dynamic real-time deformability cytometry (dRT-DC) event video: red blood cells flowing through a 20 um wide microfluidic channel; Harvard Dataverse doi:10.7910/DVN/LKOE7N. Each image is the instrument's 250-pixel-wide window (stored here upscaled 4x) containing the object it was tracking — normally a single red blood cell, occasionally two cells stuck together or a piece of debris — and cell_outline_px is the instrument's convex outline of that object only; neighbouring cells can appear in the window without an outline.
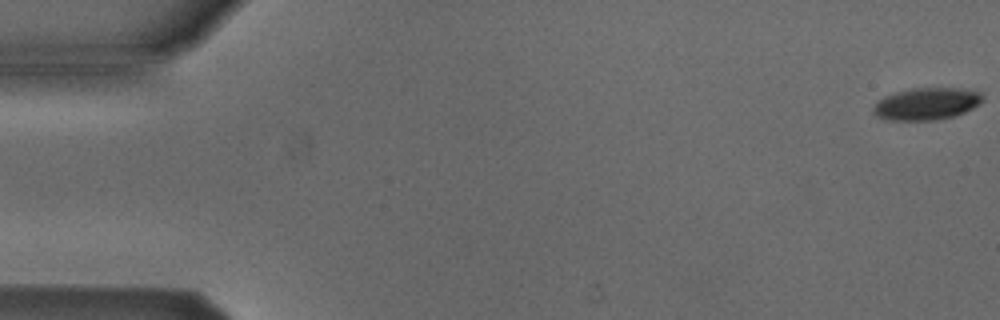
{"species": "Egyptian fruit bat (a non-hibernating species)", "species_latin": "Rousettus aegyptiacus", "temperature_condition": "cold", "stored_images_in_passage": 53, "camera_frame_rate_fps": 3000, "um_per_image_px": 0.085, "animal": {"sex": "male"}, "frame": {"image": 1, "passage_image": 1, "time_ms": 0.0, "image_size_px": [1000, 320], "cell_outline_px": [[984, 100], [980, 104], [956, 116], [936, 120], [892, 120], [880, 116], [872, 108], [884, 96], [896, 92], [912, 88], [956, 88], [980, 92], [984, 96]], "centroid_in_image_um": [78.83, 8.81], "position_along_channel_um": 6.2, "area_um2": 20.23}}
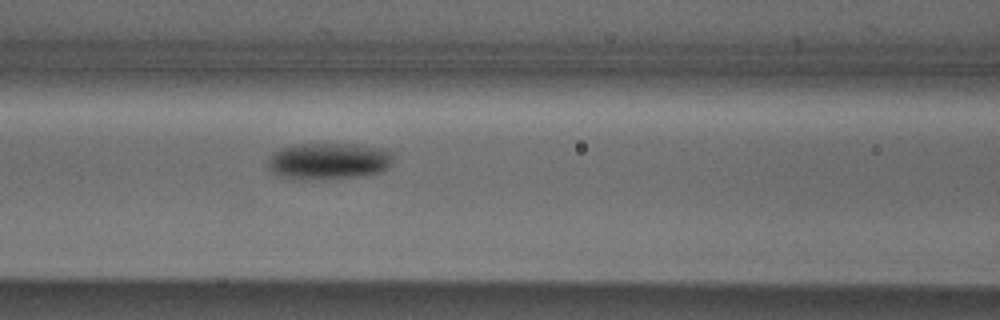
{"frame": {"image": 2, "passage_image": 23, "time_ms": 7.333, "image_size_px": [1000, 320], "cell_outline_px": [[392, 164], [388, 168], [380, 172], [356, 176], [280, 176], [272, 172], [268, 168], [268, 160], [272, 152], [280, 148], [296, 144], [356, 144], [380, 148], [392, 152]], "centroid_in_image_um": [27.96, 13.62], "position_along_channel_um": 138.6, "area_um2": 25.61}}
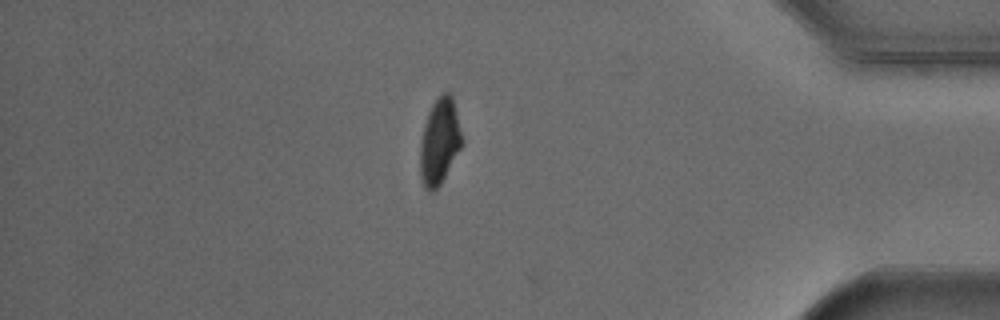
{"frame": {"image": 3, "passage_image": 46, "time_ms": 15.0, "image_size_px": [1000, 320], "cell_outline_px": [[464, 144], [440, 184], [432, 192], [428, 192], [424, 188], [420, 180], [420, 140], [424, 124], [428, 112], [432, 104], [444, 92], [448, 92], [452, 96]], "centroid_in_image_um": [37.35, 12.07], "position_along_channel_um": 397.9, "area_um2": 21.04}, "authors_computed_cell_mechanics": {"area_um2": 22.831, "velocity_mm_per_s": 3.8692, "shape_relaxation_time_tau1_ms": 6.2716, "shape_relaxation_time_tau2_ms": null, "deformation_change_tau1": 0.167, "deformation_change_tau2": null}}